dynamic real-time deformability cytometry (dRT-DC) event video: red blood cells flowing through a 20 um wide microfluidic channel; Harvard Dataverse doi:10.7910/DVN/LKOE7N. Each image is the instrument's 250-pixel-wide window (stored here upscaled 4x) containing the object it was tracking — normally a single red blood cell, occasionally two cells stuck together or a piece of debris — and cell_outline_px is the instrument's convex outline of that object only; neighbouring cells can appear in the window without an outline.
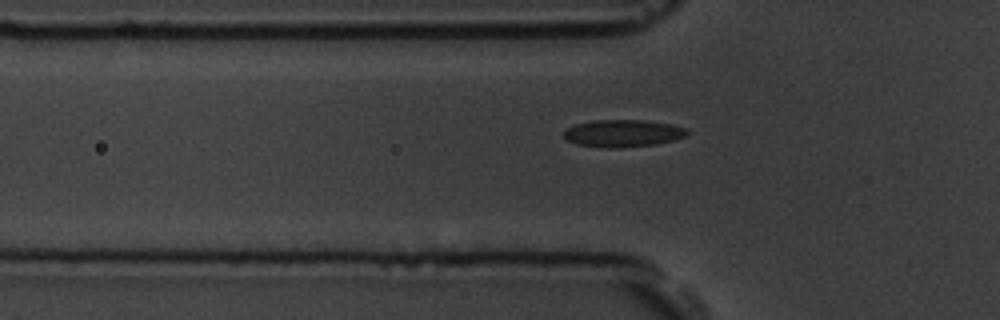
{"species": "common noctule bat (a hibernating species)", "species_latin": "Nyctalus noctula", "temperature_condition": "room temperature", "stored_images_in_passage": 7, "segment_of_instrument_passage": [2, 2], "camera_frame_rate_fps": 3000, "um_per_image_px": 0.085, "animal": {"sex": "male", "body_mass_g": 19.5, "forearm_length_mm": 54.6}, "frame": {"image": 1, "passage_image": 7, "time_ms": 7.0, "image_size_px": [1000, 320], "cell_outline_px": [[688, 132], [684, 136], [672, 140], [656, 144], [616, 148], [608, 148], [576, 144], [568, 140], [564, 136], [564, 132], [568, 128], [576, 124], [592, 120], [644, 120], [672, 124], [688, 128]], "centroid_in_image_um": [52.96, 11.32], "position_along_channel_um": 72.8, "area_um2": 19.48}}